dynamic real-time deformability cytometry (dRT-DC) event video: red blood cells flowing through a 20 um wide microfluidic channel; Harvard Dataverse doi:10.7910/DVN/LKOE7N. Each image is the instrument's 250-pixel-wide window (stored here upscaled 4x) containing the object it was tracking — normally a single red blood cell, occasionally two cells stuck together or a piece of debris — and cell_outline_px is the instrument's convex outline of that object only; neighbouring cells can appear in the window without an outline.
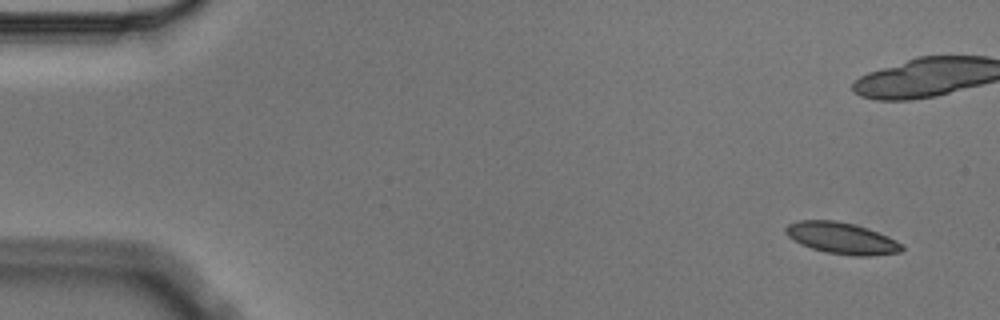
{"species": "Egyptian fruit bat (a non-hibernating species)", "species_latin": "Rousettus aegyptiacus", "temperature_condition": "cold", "stored_images_in_passage": 7, "camera_frame_rate_fps": 3000, "um_per_image_px": 0.085, "animal": {"sex": "male"}, "frame": {"image": 1, "passage_image": 1, "time_ms": 0.0, "image_size_px": [1000, 320], "cell_outline_px": [[904, 248], [900, 252], [868, 256], [852, 256], [824, 252], [800, 244], [788, 236], [784, 232], [784, 228], [788, 224], [796, 220], [836, 220], [868, 228], [888, 236], [904, 244]], "centroid_in_image_um": [71.54, 20.24], "position_along_channel_um": 13.5, "area_um2": 21.5}}